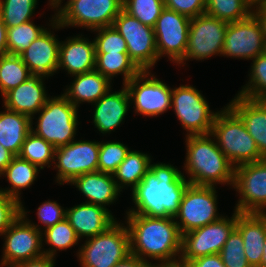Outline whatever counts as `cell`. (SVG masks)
Here are the masks:
<instances>
[{
  "label": "cell",
  "mask_w": 266,
  "mask_h": 267,
  "mask_svg": "<svg viewBox=\"0 0 266 267\" xmlns=\"http://www.w3.org/2000/svg\"><path fill=\"white\" fill-rule=\"evenodd\" d=\"M210 135L186 136V160L184 168L187 179L195 186L233 185L235 167L221 152Z\"/></svg>",
  "instance_id": "cell-3"
},
{
  "label": "cell",
  "mask_w": 266,
  "mask_h": 267,
  "mask_svg": "<svg viewBox=\"0 0 266 267\" xmlns=\"http://www.w3.org/2000/svg\"><path fill=\"white\" fill-rule=\"evenodd\" d=\"M130 151L126 145L115 141H101L98 157V171L113 174Z\"/></svg>",
  "instance_id": "cell-40"
},
{
  "label": "cell",
  "mask_w": 266,
  "mask_h": 267,
  "mask_svg": "<svg viewBox=\"0 0 266 267\" xmlns=\"http://www.w3.org/2000/svg\"><path fill=\"white\" fill-rule=\"evenodd\" d=\"M226 267H251L243 246V237L235 228L219 253Z\"/></svg>",
  "instance_id": "cell-41"
},
{
  "label": "cell",
  "mask_w": 266,
  "mask_h": 267,
  "mask_svg": "<svg viewBox=\"0 0 266 267\" xmlns=\"http://www.w3.org/2000/svg\"><path fill=\"white\" fill-rule=\"evenodd\" d=\"M78 108L75 107L63 94L49 97L45 105L38 112L36 128L31 131L59 148L75 140L78 125Z\"/></svg>",
  "instance_id": "cell-6"
},
{
  "label": "cell",
  "mask_w": 266,
  "mask_h": 267,
  "mask_svg": "<svg viewBox=\"0 0 266 267\" xmlns=\"http://www.w3.org/2000/svg\"><path fill=\"white\" fill-rule=\"evenodd\" d=\"M62 1L63 0H49V5L53 8V10L54 8L57 10L61 6Z\"/></svg>",
  "instance_id": "cell-54"
},
{
  "label": "cell",
  "mask_w": 266,
  "mask_h": 267,
  "mask_svg": "<svg viewBox=\"0 0 266 267\" xmlns=\"http://www.w3.org/2000/svg\"><path fill=\"white\" fill-rule=\"evenodd\" d=\"M78 35L60 41L58 70L65 69L68 74H83L95 69L96 51L94 40L89 41Z\"/></svg>",
  "instance_id": "cell-22"
},
{
  "label": "cell",
  "mask_w": 266,
  "mask_h": 267,
  "mask_svg": "<svg viewBox=\"0 0 266 267\" xmlns=\"http://www.w3.org/2000/svg\"><path fill=\"white\" fill-rule=\"evenodd\" d=\"M108 208L83 202L66 209V219L79 239L91 238L108 230L117 221Z\"/></svg>",
  "instance_id": "cell-21"
},
{
  "label": "cell",
  "mask_w": 266,
  "mask_h": 267,
  "mask_svg": "<svg viewBox=\"0 0 266 267\" xmlns=\"http://www.w3.org/2000/svg\"><path fill=\"white\" fill-rule=\"evenodd\" d=\"M23 206L21 203L20 215L1 235L5 240L0 263L2 267H11L44 256L42 229L27 219V212Z\"/></svg>",
  "instance_id": "cell-8"
},
{
  "label": "cell",
  "mask_w": 266,
  "mask_h": 267,
  "mask_svg": "<svg viewBox=\"0 0 266 267\" xmlns=\"http://www.w3.org/2000/svg\"><path fill=\"white\" fill-rule=\"evenodd\" d=\"M44 79L46 77L41 75L29 76L25 82L11 89L2 97L4 99L3 107L29 116L31 125H33V116L41 110L50 97L45 90Z\"/></svg>",
  "instance_id": "cell-20"
},
{
  "label": "cell",
  "mask_w": 266,
  "mask_h": 267,
  "mask_svg": "<svg viewBox=\"0 0 266 267\" xmlns=\"http://www.w3.org/2000/svg\"><path fill=\"white\" fill-rule=\"evenodd\" d=\"M252 61L249 81L238 95L253 100H266V52Z\"/></svg>",
  "instance_id": "cell-38"
},
{
  "label": "cell",
  "mask_w": 266,
  "mask_h": 267,
  "mask_svg": "<svg viewBox=\"0 0 266 267\" xmlns=\"http://www.w3.org/2000/svg\"><path fill=\"white\" fill-rule=\"evenodd\" d=\"M95 70L110 81L119 74L123 75V85L141 71L129 58L128 52L96 53Z\"/></svg>",
  "instance_id": "cell-31"
},
{
  "label": "cell",
  "mask_w": 266,
  "mask_h": 267,
  "mask_svg": "<svg viewBox=\"0 0 266 267\" xmlns=\"http://www.w3.org/2000/svg\"><path fill=\"white\" fill-rule=\"evenodd\" d=\"M191 19L174 10L164 8L153 27L159 60L164 55L179 63L185 53Z\"/></svg>",
  "instance_id": "cell-17"
},
{
  "label": "cell",
  "mask_w": 266,
  "mask_h": 267,
  "mask_svg": "<svg viewBox=\"0 0 266 267\" xmlns=\"http://www.w3.org/2000/svg\"><path fill=\"white\" fill-rule=\"evenodd\" d=\"M38 168V166L28 160L15 156L0 176H5L9 184H11V187L1 188L0 192H3L21 204V198L19 197L21 193L19 192L21 189L30 188L33 182H35L40 171Z\"/></svg>",
  "instance_id": "cell-29"
},
{
  "label": "cell",
  "mask_w": 266,
  "mask_h": 267,
  "mask_svg": "<svg viewBox=\"0 0 266 267\" xmlns=\"http://www.w3.org/2000/svg\"><path fill=\"white\" fill-rule=\"evenodd\" d=\"M99 147L98 141L75 140L56 148L53 164L58 169L57 183L68 184L80 175L98 171Z\"/></svg>",
  "instance_id": "cell-14"
},
{
  "label": "cell",
  "mask_w": 266,
  "mask_h": 267,
  "mask_svg": "<svg viewBox=\"0 0 266 267\" xmlns=\"http://www.w3.org/2000/svg\"><path fill=\"white\" fill-rule=\"evenodd\" d=\"M232 187L240 194L235 211L266 214V159L235 167Z\"/></svg>",
  "instance_id": "cell-15"
},
{
  "label": "cell",
  "mask_w": 266,
  "mask_h": 267,
  "mask_svg": "<svg viewBox=\"0 0 266 267\" xmlns=\"http://www.w3.org/2000/svg\"><path fill=\"white\" fill-rule=\"evenodd\" d=\"M227 105L243 121L261 156L266 159V100H253L236 94Z\"/></svg>",
  "instance_id": "cell-23"
},
{
  "label": "cell",
  "mask_w": 266,
  "mask_h": 267,
  "mask_svg": "<svg viewBox=\"0 0 266 267\" xmlns=\"http://www.w3.org/2000/svg\"><path fill=\"white\" fill-rule=\"evenodd\" d=\"M164 8V0H123V10L150 27L155 26Z\"/></svg>",
  "instance_id": "cell-39"
},
{
  "label": "cell",
  "mask_w": 266,
  "mask_h": 267,
  "mask_svg": "<svg viewBox=\"0 0 266 267\" xmlns=\"http://www.w3.org/2000/svg\"><path fill=\"white\" fill-rule=\"evenodd\" d=\"M37 0H0V16L7 28L31 21Z\"/></svg>",
  "instance_id": "cell-37"
},
{
  "label": "cell",
  "mask_w": 266,
  "mask_h": 267,
  "mask_svg": "<svg viewBox=\"0 0 266 267\" xmlns=\"http://www.w3.org/2000/svg\"><path fill=\"white\" fill-rule=\"evenodd\" d=\"M20 215V203L0 192V236Z\"/></svg>",
  "instance_id": "cell-45"
},
{
  "label": "cell",
  "mask_w": 266,
  "mask_h": 267,
  "mask_svg": "<svg viewBox=\"0 0 266 267\" xmlns=\"http://www.w3.org/2000/svg\"><path fill=\"white\" fill-rule=\"evenodd\" d=\"M54 152L55 148L51 143L30 131L18 156L38 166L39 169H44L46 166L50 168L54 163Z\"/></svg>",
  "instance_id": "cell-33"
},
{
  "label": "cell",
  "mask_w": 266,
  "mask_h": 267,
  "mask_svg": "<svg viewBox=\"0 0 266 267\" xmlns=\"http://www.w3.org/2000/svg\"><path fill=\"white\" fill-rule=\"evenodd\" d=\"M31 126L29 116L5 108L0 112V144L18 156Z\"/></svg>",
  "instance_id": "cell-28"
},
{
  "label": "cell",
  "mask_w": 266,
  "mask_h": 267,
  "mask_svg": "<svg viewBox=\"0 0 266 267\" xmlns=\"http://www.w3.org/2000/svg\"><path fill=\"white\" fill-rule=\"evenodd\" d=\"M70 184L87 197L86 203L101 205L105 208L114 203L121 194L113 175L100 171L80 175L74 178Z\"/></svg>",
  "instance_id": "cell-26"
},
{
  "label": "cell",
  "mask_w": 266,
  "mask_h": 267,
  "mask_svg": "<svg viewBox=\"0 0 266 267\" xmlns=\"http://www.w3.org/2000/svg\"><path fill=\"white\" fill-rule=\"evenodd\" d=\"M125 87L131 104L135 105L134 111L140 115L156 117L171 108L173 88L156 78L151 70L140 71Z\"/></svg>",
  "instance_id": "cell-12"
},
{
  "label": "cell",
  "mask_w": 266,
  "mask_h": 267,
  "mask_svg": "<svg viewBox=\"0 0 266 267\" xmlns=\"http://www.w3.org/2000/svg\"><path fill=\"white\" fill-rule=\"evenodd\" d=\"M49 30V31H48ZM40 34L19 56L31 74L48 77L58 71L60 41L50 29Z\"/></svg>",
  "instance_id": "cell-19"
},
{
  "label": "cell",
  "mask_w": 266,
  "mask_h": 267,
  "mask_svg": "<svg viewBox=\"0 0 266 267\" xmlns=\"http://www.w3.org/2000/svg\"><path fill=\"white\" fill-rule=\"evenodd\" d=\"M252 14L259 21L263 31V35L266 39V4H260L253 7Z\"/></svg>",
  "instance_id": "cell-49"
},
{
  "label": "cell",
  "mask_w": 266,
  "mask_h": 267,
  "mask_svg": "<svg viewBox=\"0 0 266 267\" xmlns=\"http://www.w3.org/2000/svg\"><path fill=\"white\" fill-rule=\"evenodd\" d=\"M208 104L200 91L191 85L173 88L171 109L187 131L186 136L210 134L218 111H211Z\"/></svg>",
  "instance_id": "cell-9"
},
{
  "label": "cell",
  "mask_w": 266,
  "mask_h": 267,
  "mask_svg": "<svg viewBox=\"0 0 266 267\" xmlns=\"http://www.w3.org/2000/svg\"><path fill=\"white\" fill-rule=\"evenodd\" d=\"M46 29L44 26L35 25L32 20L7 28L8 54L19 56Z\"/></svg>",
  "instance_id": "cell-36"
},
{
  "label": "cell",
  "mask_w": 266,
  "mask_h": 267,
  "mask_svg": "<svg viewBox=\"0 0 266 267\" xmlns=\"http://www.w3.org/2000/svg\"><path fill=\"white\" fill-rule=\"evenodd\" d=\"M54 262V258L44 255L33 260L20 262L11 267H54Z\"/></svg>",
  "instance_id": "cell-47"
},
{
  "label": "cell",
  "mask_w": 266,
  "mask_h": 267,
  "mask_svg": "<svg viewBox=\"0 0 266 267\" xmlns=\"http://www.w3.org/2000/svg\"><path fill=\"white\" fill-rule=\"evenodd\" d=\"M165 7L187 17L205 14L206 0H164Z\"/></svg>",
  "instance_id": "cell-44"
},
{
  "label": "cell",
  "mask_w": 266,
  "mask_h": 267,
  "mask_svg": "<svg viewBox=\"0 0 266 267\" xmlns=\"http://www.w3.org/2000/svg\"><path fill=\"white\" fill-rule=\"evenodd\" d=\"M73 76L63 95L77 108L82 102L96 103L111 89V81L95 69Z\"/></svg>",
  "instance_id": "cell-27"
},
{
  "label": "cell",
  "mask_w": 266,
  "mask_h": 267,
  "mask_svg": "<svg viewBox=\"0 0 266 267\" xmlns=\"http://www.w3.org/2000/svg\"><path fill=\"white\" fill-rule=\"evenodd\" d=\"M157 263L145 262L133 254H130L122 261L118 262L114 267H151Z\"/></svg>",
  "instance_id": "cell-48"
},
{
  "label": "cell",
  "mask_w": 266,
  "mask_h": 267,
  "mask_svg": "<svg viewBox=\"0 0 266 267\" xmlns=\"http://www.w3.org/2000/svg\"><path fill=\"white\" fill-rule=\"evenodd\" d=\"M26 64L18 55L0 57V92L2 97L31 76Z\"/></svg>",
  "instance_id": "cell-32"
},
{
  "label": "cell",
  "mask_w": 266,
  "mask_h": 267,
  "mask_svg": "<svg viewBox=\"0 0 266 267\" xmlns=\"http://www.w3.org/2000/svg\"><path fill=\"white\" fill-rule=\"evenodd\" d=\"M126 218L131 254L145 262L153 258L158 264L180 261L182 235L174 217L127 214Z\"/></svg>",
  "instance_id": "cell-2"
},
{
  "label": "cell",
  "mask_w": 266,
  "mask_h": 267,
  "mask_svg": "<svg viewBox=\"0 0 266 267\" xmlns=\"http://www.w3.org/2000/svg\"><path fill=\"white\" fill-rule=\"evenodd\" d=\"M151 156L136 150H130L125 159L112 174L118 188L133 190L149 171Z\"/></svg>",
  "instance_id": "cell-30"
},
{
  "label": "cell",
  "mask_w": 266,
  "mask_h": 267,
  "mask_svg": "<svg viewBox=\"0 0 266 267\" xmlns=\"http://www.w3.org/2000/svg\"><path fill=\"white\" fill-rule=\"evenodd\" d=\"M236 228V211L231 218L220 220L182 235L180 261L187 263L195 258L219 254L231 232Z\"/></svg>",
  "instance_id": "cell-16"
},
{
  "label": "cell",
  "mask_w": 266,
  "mask_h": 267,
  "mask_svg": "<svg viewBox=\"0 0 266 267\" xmlns=\"http://www.w3.org/2000/svg\"><path fill=\"white\" fill-rule=\"evenodd\" d=\"M15 155L11 153L9 150L5 149L0 144V176L8 166V164L13 160Z\"/></svg>",
  "instance_id": "cell-50"
},
{
  "label": "cell",
  "mask_w": 266,
  "mask_h": 267,
  "mask_svg": "<svg viewBox=\"0 0 266 267\" xmlns=\"http://www.w3.org/2000/svg\"><path fill=\"white\" fill-rule=\"evenodd\" d=\"M189 267H226L220 254L206 255L186 263Z\"/></svg>",
  "instance_id": "cell-46"
},
{
  "label": "cell",
  "mask_w": 266,
  "mask_h": 267,
  "mask_svg": "<svg viewBox=\"0 0 266 267\" xmlns=\"http://www.w3.org/2000/svg\"><path fill=\"white\" fill-rule=\"evenodd\" d=\"M253 7L246 0H206V14L227 23L247 19Z\"/></svg>",
  "instance_id": "cell-35"
},
{
  "label": "cell",
  "mask_w": 266,
  "mask_h": 267,
  "mask_svg": "<svg viewBox=\"0 0 266 267\" xmlns=\"http://www.w3.org/2000/svg\"><path fill=\"white\" fill-rule=\"evenodd\" d=\"M189 181L178 168L167 163H154L149 171L132 190L135 208L126 214L170 218L178 211Z\"/></svg>",
  "instance_id": "cell-1"
},
{
  "label": "cell",
  "mask_w": 266,
  "mask_h": 267,
  "mask_svg": "<svg viewBox=\"0 0 266 267\" xmlns=\"http://www.w3.org/2000/svg\"><path fill=\"white\" fill-rule=\"evenodd\" d=\"M123 225L116 222L105 232L86 239L77 253L81 267H114L129 256L130 236Z\"/></svg>",
  "instance_id": "cell-7"
},
{
  "label": "cell",
  "mask_w": 266,
  "mask_h": 267,
  "mask_svg": "<svg viewBox=\"0 0 266 267\" xmlns=\"http://www.w3.org/2000/svg\"><path fill=\"white\" fill-rule=\"evenodd\" d=\"M215 186L189 185L183 195L177 220L181 235L220 220L217 213V194ZM179 219V221H178Z\"/></svg>",
  "instance_id": "cell-10"
},
{
  "label": "cell",
  "mask_w": 266,
  "mask_h": 267,
  "mask_svg": "<svg viewBox=\"0 0 266 267\" xmlns=\"http://www.w3.org/2000/svg\"><path fill=\"white\" fill-rule=\"evenodd\" d=\"M252 7L260 4H266V0H246Z\"/></svg>",
  "instance_id": "cell-55"
},
{
  "label": "cell",
  "mask_w": 266,
  "mask_h": 267,
  "mask_svg": "<svg viewBox=\"0 0 266 267\" xmlns=\"http://www.w3.org/2000/svg\"><path fill=\"white\" fill-rule=\"evenodd\" d=\"M56 201H45L37 209V219L44 225V230L54 226L66 218V209H63Z\"/></svg>",
  "instance_id": "cell-43"
},
{
  "label": "cell",
  "mask_w": 266,
  "mask_h": 267,
  "mask_svg": "<svg viewBox=\"0 0 266 267\" xmlns=\"http://www.w3.org/2000/svg\"><path fill=\"white\" fill-rule=\"evenodd\" d=\"M152 267H189L186 263L181 261L173 262V263H165V264H154Z\"/></svg>",
  "instance_id": "cell-52"
},
{
  "label": "cell",
  "mask_w": 266,
  "mask_h": 267,
  "mask_svg": "<svg viewBox=\"0 0 266 267\" xmlns=\"http://www.w3.org/2000/svg\"><path fill=\"white\" fill-rule=\"evenodd\" d=\"M7 54V27L0 16V57Z\"/></svg>",
  "instance_id": "cell-51"
},
{
  "label": "cell",
  "mask_w": 266,
  "mask_h": 267,
  "mask_svg": "<svg viewBox=\"0 0 266 267\" xmlns=\"http://www.w3.org/2000/svg\"><path fill=\"white\" fill-rule=\"evenodd\" d=\"M122 10L123 0H68L49 22L52 29L75 26L94 30L113 26Z\"/></svg>",
  "instance_id": "cell-5"
},
{
  "label": "cell",
  "mask_w": 266,
  "mask_h": 267,
  "mask_svg": "<svg viewBox=\"0 0 266 267\" xmlns=\"http://www.w3.org/2000/svg\"><path fill=\"white\" fill-rule=\"evenodd\" d=\"M227 22L202 14L191 18L186 53L177 64L185 65L190 59L204 60L222 55Z\"/></svg>",
  "instance_id": "cell-13"
},
{
  "label": "cell",
  "mask_w": 266,
  "mask_h": 267,
  "mask_svg": "<svg viewBox=\"0 0 266 267\" xmlns=\"http://www.w3.org/2000/svg\"><path fill=\"white\" fill-rule=\"evenodd\" d=\"M210 135L234 167L264 159L243 121L228 105L218 111Z\"/></svg>",
  "instance_id": "cell-4"
},
{
  "label": "cell",
  "mask_w": 266,
  "mask_h": 267,
  "mask_svg": "<svg viewBox=\"0 0 266 267\" xmlns=\"http://www.w3.org/2000/svg\"><path fill=\"white\" fill-rule=\"evenodd\" d=\"M42 237L44 243L50 245V247L52 246L49 249H43L44 255L52 258H55L56 251L67 250V248L77 245L80 241L75 230L66 218L44 230Z\"/></svg>",
  "instance_id": "cell-34"
},
{
  "label": "cell",
  "mask_w": 266,
  "mask_h": 267,
  "mask_svg": "<svg viewBox=\"0 0 266 267\" xmlns=\"http://www.w3.org/2000/svg\"><path fill=\"white\" fill-rule=\"evenodd\" d=\"M113 26L126 41L129 58L141 71H150L159 60L153 27L142 24L124 10L115 18Z\"/></svg>",
  "instance_id": "cell-11"
},
{
  "label": "cell",
  "mask_w": 266,
  "mask_h": 267,
  "mask_svg": "<svg viewBox=\"0 0 266 267\" xmlns=\"http://www.w3.org/2000/svg\"><path fill=\"white\" fill-rule=\"evenodd\" d=\"M98 34L94 39L96 53L127 52V44L114 26L97 28Z\"/></svg>",
  "instance_id": "cell-42"
},
{
  "label": "cell",
  "mask_w": 266,
  "mask_h": 267,
  "mask_svg": "<svg viewBox=\"0 0 266 267\" xmlns=\"http://www.w3.org/2000/svg\"><path fill=\"white\" fill-rule=\"evenodd\" d=\"M236 229L243 237L244 252L251 267H259L266 237V214L236 211Z\"/></svg>",
  "instance_id": "cell-25"
},
{
  "label": "cell",
  "mask_w": 266,
  "mask_h": 267,
  "mask_svg": "<svg viewBox=\"0 0 266 267\" xmlns=\"http://www.w3.org/2000/svg\"><path fill=\"white\" fill-rule=\"evenodd\" d=\"M266 39L257 18L251 14L247 19L227 24L223 56L253 60L265 53Z\"/></svg>",
  "instance_id": "cell-18"
},
{
  "label": "cell",
  "mask_w": 266,
  "mask_h": 267,
  "mask_svg": "<svg viewBox=\"0 0 266 267\" xmlns=\"http://www.w3.org/2000/svg\"><path fill=\"white\" fill-rule=\"evenodd\" d=\"M259 267H266V237L264 240V248H263V255L261 258V264Z\"/></svg>",
  "instance_id": "cell-53"
},
{
  "label": "cell",
  "mask_w": 266,
  "mask_h": 267,
  "mask_svg": "<svg viewBox=\"0 0 266 267\" xmlns=\"http://www.w3.org/2000/svg\"><path fill=\"white\" fill-rule=\"evenodd\" d=\"M128 91L123 85L122 90L112 92L111 89L96 103L93 113L95 128L102 134L114 132L127 115L130 105Z\"/></svg>",
  "instance_id": "cell-24"
}]
</instances>
